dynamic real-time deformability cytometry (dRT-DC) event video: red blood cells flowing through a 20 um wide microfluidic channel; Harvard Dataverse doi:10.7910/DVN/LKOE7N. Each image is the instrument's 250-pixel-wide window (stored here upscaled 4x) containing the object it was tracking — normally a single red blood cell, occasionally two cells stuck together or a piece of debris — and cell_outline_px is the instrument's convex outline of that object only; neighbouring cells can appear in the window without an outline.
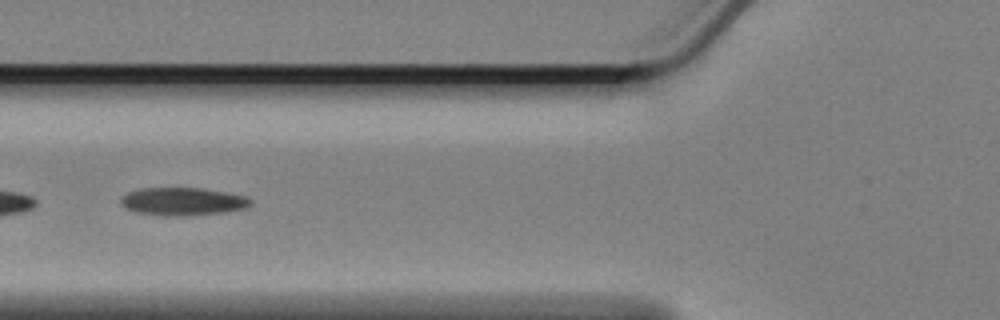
{"species": "Egyptian fruit bat (a non-hibernating species)", "species_latin": "Rousettus aegyptiacus", "temperature_condition": "cold", "stored_images_in_passage": 21, "camera_frame_rate_fps": 3000, "um_per_image_px": 0.085, "animal": {"sex": "female"}, "frame": {"image": 1, "passage_image": 7, "time_ms": 2.0, "image_size_px": [1000, 320], "cell_outline_px": [[252, 204], [244, 208], [224, 212], [188, 216], [164, 216], [136, 212], [124, 208], [120, 204], [120, 196], [128, 192], [140, 188], [204, 188], [244, 196], [252, 200]], "centroid_in_image_um": [15.47, 17.13], "position_along_channel_um": 110.3, "area_um2": 21.27}}
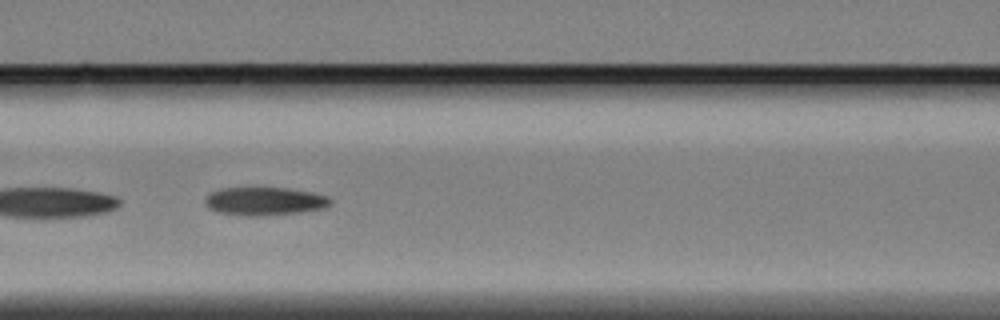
{"frame": {"image": 2, "passage_image": 10, "time_ms": 3.0, "image_size_px": [1000, 320], "cell_outline_px": [[332, 204], [324, 208], [300, 212], [264, 216], [240, 216], [216, 212], [208, 208], [204, 204], [204, 200], [212, 192], [220, 188], [288, 188], [312, 192], [328, 196], [332, 200]], "centroid_in_image_um": [22.48, 17.12], "position_along_channel_um": 144.1, "area_um2": 20.87}}
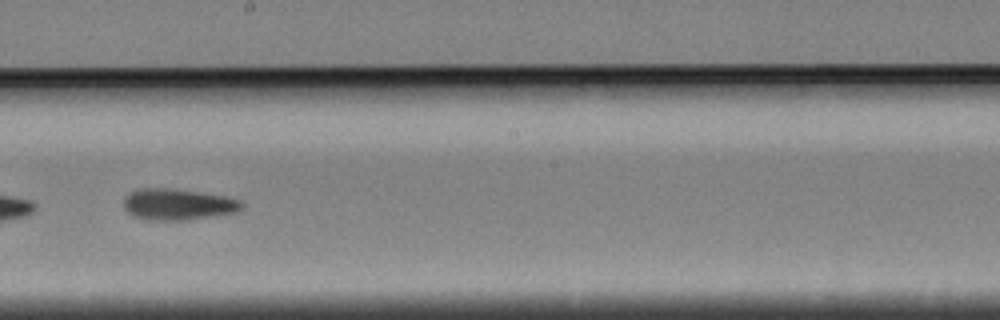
{"frame": {"image": 3, "passage_image": 18, "time_ms": 5.667, "image_size_px": [1000, 320], "cell_outline_px": [[244, 208], [236, 212], [188, 220], [148, 220], [132, 216], [124, 208], [124, 196], [132, 192], [144, 188], [168, 188], [224, 196], [240, 200], [244, 204]], "centroid_in_image_um": [15.12, 17.38], "position_along_channel_um": 233.1, "area_um2": 21.39}}